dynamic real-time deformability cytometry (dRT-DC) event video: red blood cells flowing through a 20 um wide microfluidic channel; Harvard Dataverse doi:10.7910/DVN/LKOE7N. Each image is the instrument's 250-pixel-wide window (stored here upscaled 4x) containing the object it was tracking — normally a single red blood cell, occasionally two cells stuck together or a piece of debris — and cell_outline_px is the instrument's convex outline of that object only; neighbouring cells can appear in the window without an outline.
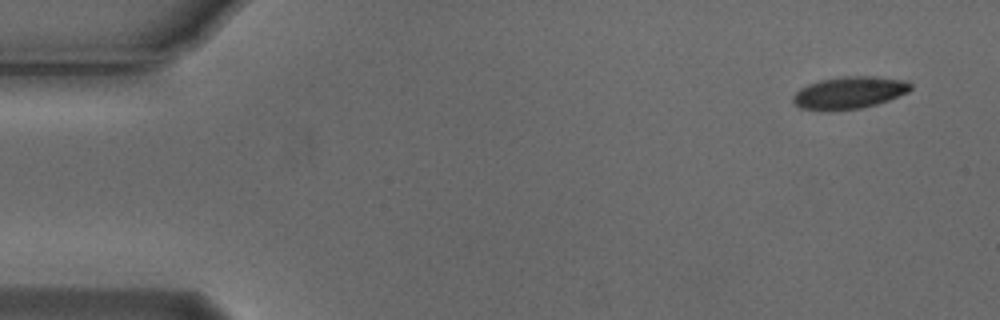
{"species": "Egyptian fruit bat (a non-hibernating species)", "species_latin": "Rousettus aegyptiacus", "temperature_condition": "cold", "stored_images_in_passage": 10, "camera_frame_rate_fps": 3000, "um_per_image_px": 0.085, "animal": {"sex": "male"}, "frame": {"image": 1, "passage_image": 1, "time_ms": 0.0, "image_size_px": [1000, 320], "cell_outline_px": [[912, 88], [908, 92], [888, 100], [876, 104], [860, 108], [832, 112], [824, 112], [800, 108], [792, 100], [792, 96], [800, 88], [808, 84], [820, 80], [840, 76], [876, 76], [908, 80], [912, 84]], "centroid_in_image_um": [72.18, 7.88], "position_along_channel_um": 12.8, "area_um2": 22.54}}
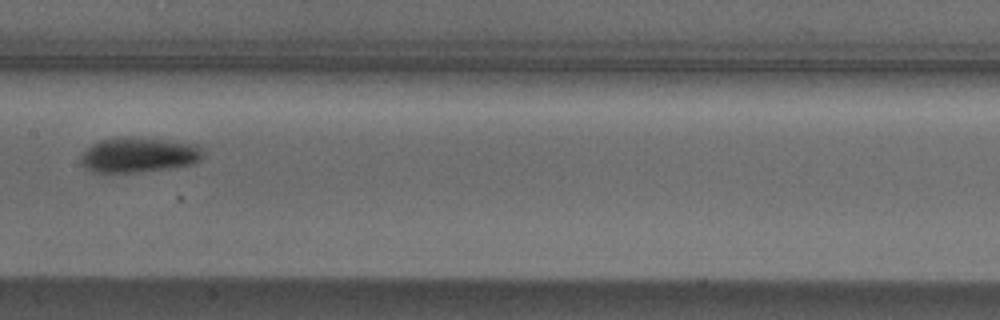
{"frame": {"image": 2, "passage_image": 7, "time_ms": 2.0, "image_size_px": [1000, 320], "cell_outline_px": [[204, 156], [200, 160], [192, 164], [136, 172], [88, 172], [80, 164], [80, 156], [92, 144], [100, 140], [128, 136], [200, 144]], "centroid_in_image_um": [11.77, 13.16], "position_along_channel_um": 195.6, "area_um2": 24.97}}
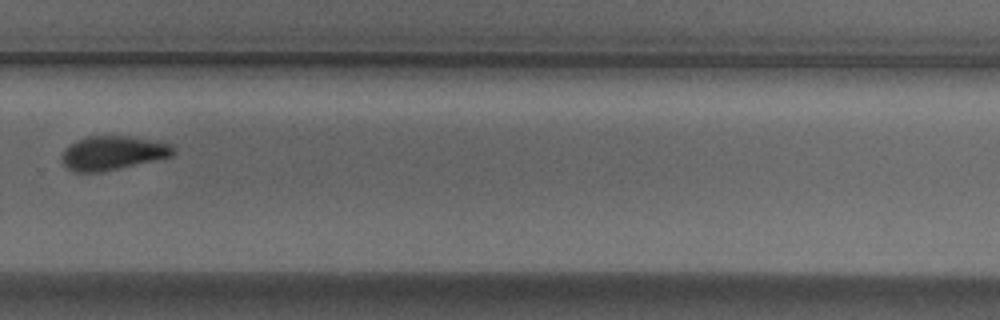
{"frame": {"image": 3, "passage_image": 10, "time_ms": 3.0, "image_size_px": [1000, 320], "cell_outline_px": [[176, 152], [172, 156], [100, 172], [72, 172], [64, 168], [64, 152], [76, 140], [88, 136], [128, 136], [160, 140], [176, 148]], "centroid_in_image_um": [9.63, 12.99], "position_along_channel_um": 320.2, "area_um2": 21.91}}